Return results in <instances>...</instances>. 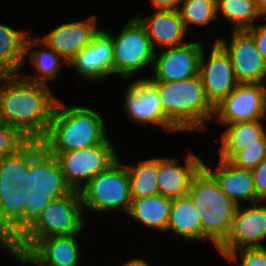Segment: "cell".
<instances>
[{
  "label": "cell",
  "instance_id": "obj_33",
  "mask_svg": "<svg viewBox=\"0 0 266 266\" xmlns=\"http://www.w3.org/2000/svg\"><path fill=\"white\" fill-rule=\"evenodd\" d=\"M227 261H239L240 266H266V246L238 250H218Z\"/></svg>",
  "mask_w": 266,
  "mask_h": 266
},
{
  "label": "cell",
  "instance_id": "obj_7",
  "mask_svg": "<svg viewBox=\"0 0 266 266\" xmlns=\"http://www.w3.org/2000/svg\"><path fill=\"white\" fill-rule=\"evenodd\" d=\"M107 33L113 44L114 74L128 79L144 67L153 66L156 51L145 27L135 16L129 19L115 38Z\"/></svg>",
  "mask_w": 266,
  "mask_h": 266
},
{
  "label": "cell",
  "instance_id": "obj_23",
  "mask_svg": "<svg viewBox=\"0 0 266 266\" xmlns=\"http://www.w3.org/2000/svg\"><path fill=\"white\" fill-rule=\"evenodd\" d=\"M43 45L46 49H34L38 45ZM33 48V49H32ZM29 57V61L33 64L34 69L39 72L37 74H22L20 75L30 81L38 84L48 85L47 81H54L60 74L63 64H69L63 57L58 55L52 48H50L41 38L31 37L28 35L25 44V59Z\"/></svg>",
  "mask_w": 266,
  "mask_h": 266
},
{
  "label": "cell",
  "instance_id": "obj_36",
  "mask_svg": "<svg viewBox=\"0 0 266 266\" xmlns=\"http://www.w3.org/2000/svg\"><path fill=\"white\" fill-rule=\"evenodd\" d=\"M255 189L257 192V202L266 203V158L260 164L251 170Z\"/></svg>",
  "mask_w": 266,
  "mask_h": 266
},
{
  "label": "cell",
  "instance_id": "obj_24",
  "mask_svg": "<svg viewBox=\"0 0 266 266\" xmlns=\"http://www.w3.org/2000/svg\"><path fill=\"white\" fill-rule=\"evenodd\" d=\"M264 119L236 122L225 125L221 134L219 158L228 161L237 151L251 144H260L266 135Z\"/></svg>",
  "mask_w": 266,
  "mask_h": 266
},
{
  "label": "cell",
  "instance_id": "obj_3",
  "mask_svg": "<svg viewBox=\"0 0 266 266\" xmlns=\"http://www.w3.org/2000/svg\"><path fill=\"white\" fill-rule=\"evenodd\" d=\"M162 110L180 131H203L212 121L215 107L208 100L199 75L174 82L152 81Z\"/></svg>",
  "mask_w": 266,
  "mask_h": 266
},
{
  "label": "cell",
  "instance_id": "obj_29",
  "mask_svg": "<svg viewBox=\"0 0 266 266\" xmlns=\"http://www.w3.org/2000/svg\"><path fill=\"white\" fill-rule=\"evenodd\" d=\"M131 199L159 194L157 183L158 157L139 160L137 166L127 165Z\"/></svg>",
  "mask_w": 266,
  "mask_h": 266
},
{
  "label": "cell",
  "instance_id": "obj_12",
  "mask_svg": "<svg viewBox=\"0 0 266 266\" xmlns=\"http://www.w3.org/2000/svg\"><path fill=\"white\" fill-rule=\"evenodd\" d=\"M230 39L220 36L215 42L229 55L238 82L266 84V63L252 36L247 31H231Z\"/></svg>",
  "mask_w": 266,
  "mask_h": 266
},
{
  "label": "cell",
  "instance_id": "obj_18",
  "mask_svg": "<svg viewBox=\"0 0 266 266\" xmlns=\"http://www.w3.org/2000/svg\"><path fill=\"white\" fill-rule=\"evenodd\" d=\"M96 20L93 15L81 21L64 22L40 38L69 63L99 32Z\"/></svg>",
  "mask_w": 266,
  "mask_h": 266
},
{
  "label": "cell",
  "instance_id": "obj_5",
  "mask_svg": "<svg viewBox=\"0 0 266 266\" xmlns=\"http://www.w3.org/2000/svg\"><path fill=\"white\" fill-rule=\"evenodd\" d=\"M187 195L199 212L202 240L217 248L229 235L238 205L220 189L203 166L194 175Z\"/></svg>",
  "mask_w": 266,
  "mask_h": 266
},
{
  "label": "cell",
  "instance_id": "obj_1",
  "mask_svg": "<svg viewBox=\"0 0 266 266\" xmlns=\"http://www.w3.org/2000/svg\"><path fill=\"white\" fill-rule=\"evenodd\" d=\"M0 84V122L14 127L28 141H41L58 102L50 86L30 82L20 74L2 76Z\"/></svg>",
  "mask_w": 266,
  "mask_h": 266
},
{
  "label": "cell",
  "instance_id": "obj_8",
  "mask_svg": "<svg viewBox=\"0 0 266 266\" xmlns=\"http://www.w3.org/2000/svg\"><path fill=\"white\" fill-rule=\"evenodd\" d=\"M111 141L108 136L99 145L60 153L55 157L67 183L73 190L79 191L118 159Z\"/></svg>",
  "mask_w": 266,
  "mask_h": 266
},
{
  "label": "cell",
  "instance_id": "obj_20",
  "mask_svg": "<svg viewBox=\"0 0 266 266\" xmlns=\"http://www.w3.org/2000/svg\"><path fill=\"white\" fill-rule=\"evenodd\" d=\"M135 17L145 27L154 50L185 44L186 31L178 10H154L147 18L137 13ZM158 48V50H157Z\"/></svg>",
  "mask_w": 266,
  "mask_h": 266
},
{
  "label": "cell",
  "instance_id": "obj_9",
  "mask_svg": "<svg viewBox=\"0 0 266 266\" xmlns=\"http://www.w3.org/2000/svg\"><path fill=\"white\" fill-rule=\"evenodd\" d=\"M27 193L51 194L53 199L73 191L67 183L60 164L40 141H30V169L24 174Z\"/></svg>",
  "mask_w": 266,
  "mask_h": 266
},
{
  "label": "cell",
  "instance_id": "obj_10",
  "mask_svg": "<svg viewBox=\"0 0 266 266\" xmlns=\"http://www.w3.org/2000/svg\"><path fill=\"white\" fill-rule=\"evenodd\" d=\"M219 125L266 118V84L239 83L215 106L213 119Z\"/></svg>",
  "mask_w": 266,
  "mask_h": 266
},
{
  "label": "cell",
  "instance_id": "obj_15",
  "mask_svg": "<svg viewBox=\"0 0 266 266\" xmlns=\"http://www.w3.org/2000/svg\"><path fill=\"white\" fill-rule=\"evenodd\" d=\"M251 203L243 209L237 206L227 238L217 250H238L247 247H264L266 239V204Z\"/></svg>",
  "mask_w": 266,
  "mask_h": 266
},
{
  "label": "cell",
  "instance_id": "obj_19",
  "mask_svg": "<svg viewBox=\"0 0 266 266\" xmlns=\"http://www.w3.org/2000/svg\"><path fill=\"white\" fill-rule=\"evenodd\" d=\"M189 153L183 166L179 164V159L158 157L157 183L160 195L170 199L187 196L194 175L203 166L199 156Z\"/></svg>",
  "mask_w": 266,
  "mask_h": 266
},
{
  "label": "cell",
  "instance_id": "obj_21",
  "mask_svg": "<svg viewBox=\"0 0 266 266\" xmlns=\"http://www.w3.org/2000/svg\"><path fill=\"white\" fill-rule=\"evenodd\" d=\"M203 167L214 177L220 189L238 206L240 200L250 204L257 202V192L251 170L236 168L220 158L214 172L207 163L203 162Z\"/></svg>",
  "mask_w": 266,
  "mask_h": 266
},
{
  "label": "cell",
  "instance_id": "obj_30",
  "mask_svg": "<svg viewBox=\"0 0 266 266\" xmlns=\"http://www.w3.org/2000/svg\"><path fill=\"white\" fill-rule=\"evenodd\" d=\"M217 14L232 22L231 31H247L262 18L256 0H216Z\"/></svg>",
  "mask_w": 266,
  "mask_h": 266
},
{
  "label": "cell",
  "instance_id": "obj_35",
  "mask_svg": "<svg viewBox=\"0 0 266 266\" xmlns=\"http://www.w3.org/2000/svg\"><path fill=\"white\" fill-rule=\"evenodd\" d=\"M27 141L14 127L0 122V158L15 153Z\"/></svg>",
  "mask_w": 266,
  "mask_h": 266
},
{
  "label": "cell",
  "instance_id": "obj_37",
  "mask_svg": "<svg viewBox=\"0 0 266 266\" xmlns=\"http://www.w3.org/2000/svg\"><path fill=\"white\" fill-rule=\"evenodd\" d=\"M247 32L252 36L257 44V48L266 63V23L261 25H254Z\"/></svg>",
  "mask_w": 266,
  "mask_h": 266
},
{
  "label": "cell",
  "instance_id": "obj_4",
  "mask_svg": "<svg viewBox=\"0 0 266 266\" xmlns=\"http://www.w3.org/2000/svg\"><path fill=\"white\" fill-rule=\"evenodd\" d=\"M80 192L52 199L37 219L7 248V254L19 261L40 239L80 234L85 225Z\"/></svg>",
  "mask_w": 266,
  "mask_h": 266
},
{
  "label": "cell",
  "instance_id": "obj_13",
  "mask_svg": "<svg viewBox=\"0 0 266 266\" xmlns=\"http://www.w3.org/2000/svg\"><path fill=\"white\" fill-rule=\"evenodd\" d=\"M204 51L201 53L198 75L208 100L215 107L237 87L239 82L229 55L217 42L212 43L208 59L205 58Z\"/></svg>",
  "mask_w": 266,
  "mask_h": 266
},
{
  "label": "cell",
  "instance_id": "obj_26",
  "mask_svg": "<svg viewBox=\"0 0 266 266\" xmlns=\"http://www.w3.org/2000/svg\"><path fill=\"white\" fill-rule=\"evenodd\" d=\"M172 199L156 194L133 199L128 215L143 226L166 232Z\"/></svg>",
  "mask_w": 266,
  "mask_h": 266
},
{
  "label": "cell",
  "instance_id": "obj_11",
  "mask_svg": "<svg viewBox=\"0 0 266 266\" xmlns=\"http://www.w3.org/2000/svg\"><path fill=\"white\" fill-rule=\"evenodd\" d=\"M124 109L127 116L141 126H160L167 132L179 130L164 114L156 85L147 77L129 84L124 94Z\"/></svg>",
  "mask_w": 266,
  "mask_h": 266
},
{
  "label": "cell",
  "instance_id": "obj_34",
  "mask_svg": "<svg viewBox=\"0 0 266 266\" xmlns=\"http://www.w3.org/2000/svg\"><path fill=\"white\" fill-rule=\"evenodd\" d=\"M51 194L27 193L24 190L25 205V230L37 219V217L50 204Z\"/></svg>",
  "mask_w": 266,
  "mask_h": 266
},
{
  "label": "cell",
  "instance_id": "obj_39",
  "mask_svg": "<svg viewBox=\"0 0 266 266\" xmlns=\"http://www.w3.org/2000/svg\"><path fill=\"white\" fill-rule=\"evenodd\" d=\"M121 266H151V265H149L148 262L144 261V259L133 258L130 259L129 261L127 260Z\"/></svg>",
  "mask_w": 266,
  "mask_h": 266
},
{
  "label": "cell",
  "instance_id": "obj_2",
  "mask_svg": "<svg viewBox=\"0 0 266 266\" xmlns=\"http://www.w3.org/2000/svg\"><path fill=\"white\" fill-rule=\"evenodd\" d=\"M106 121L99 113L58 99L45 137L40 141L52 156L101 144L107 137Z\"/></svg>",
  "mask_w": 266,
  "mask_h": 266
},
{
  "label": "cell",
  "instance_id": "obj_16",
  "mask_svg": "<svg viewBox=\"0 0 266 266\" xmlns=\"http://www.w3.org/2000/svg\"><path fill=\"white\" fill-rule=\"evenodd\" d=\"M85 80H105L114 74V53L111 36L107 31L100 29L92 42L80 51L68 66Z\"/></svg>",
  "mask_w": 266,
  "mask_h": 266
},
{
  "label": "cell",
  "instance_id": "obj_38",
  "mask_svg": "<svg viewBox=\"0 0 266 266\" xmlns=\"http://www.w3.org/2000/svg\"><path fill=\"white\" fill-rule=\"evenodd\" d=\"M182 0H151L154 10H178Z\"/></svg>",
  "mask_w": 266,
  "mask_h": 266
},
{
  "label": "cell",
  "instance_id": "obj_27",
  "mask_svg": "<svg viewBox=\"0 0 266 266\" xmlns=\"http://www.w3.org/2000/svg\"><path fill=\"white\" fill-rule=\"evenodd\" d=\"M180 238L202 240V222L190 197L172 199L167 230Z\"/></svg>",
  "mask_w": 266,
  "mask_h": 266
},
{
  "label": "cell",
  "instance_id": "obj_32",
  "mask_svg": "<svg viewBox=\"0 0 266 266\" xmlns=\"http://www.w3.org/2000/svg\"><path fill=\"white\" fill-rule=\"evenodd\" d=\"M266 158V135L260 139V144H251L237 151L228 162L234 167L252 170Z\"/></svg>",
  "mask_w": 266,
  "mask_h": 266
},
{
  "label": "cell",
  "instance_id": "obj_31",
  "mask_svg": "<svg viewBox=\"0 0 266 266\" xmlns=\"http://www.w3.org/2000/svg\"><path fill=\"white\" fill-rule=\"evenodd\" d=\"M186 31L190 25L206 26L219 18L216 0H182L178 8Z\"/></svg>",
  "mask_w": 266,
  "mask_h": 266
},
{
  "label": "cell",
  "instance_id": "obj_28",
  "mask_svg": "<svg viewBox=\"0 0 266 266\" xmlns=\"http://www.w3.org/2000/svg\"><path fill=\"white\" fill-rule=\"evenodd\" d=\"M30 169V141L15 153L0 158V192L17 191L25 187L24 174Z\"/></svg>",
  "mask_w": 266,
  "mask_h": 266
},
{
  "label": "cell",
  "instance_id": "obj_40",
  "mask_svg": "<svg viewBox=\"0 0 266 266\" xmlns=\"http://www.w3.org/2000/svg\"><path fill=\"white\" fill-rule=\"evenodd\" d=\"M259 13L262 17L266 16V0H256Z\"/></svg>",
  "mask_w": 266,
  "mask_h": 266
},
{
  "label": "cell",
  "instance_id": "obj_25",
  "mask_svg": "<svg viewBox=\"0 0 266 266\" xmlns=\"http://www.w3.org/2000/svg\"><path fill=\"white\" fill-rule=\"evenodd\" d=\"M30 30H15L0 24V75L22 73L25 60V44Z\"/></svg>",
  "mask_w": 266,
  "mask_h": 266
},
{
  "label": "cell",
  "instance_id": "obj_17",
  "mask_svg": "<svg viewBox=\"0 0 266 266\" xmlns=\"http://www.w3.org/2000/svg\"><path fill=\"white\" fill-rule=\"evenodd\" d=\"M79 234L40 239L19 261L20 265L80 266Z\"/></svg>",
  "mask_w": 266,
  "mask_h": 266
},
{
  "label": "cell",
  "instance_id": "obj_6",
  "mask_svg": "<svg viewBox=\"0 0 266 266\" xmlns=\"http://www.w3.org/2000/svg\"><path fill=\"white\" fill-rule=\"evenodd\" d=\"M79 192L83 211L90 209L99 213L120 209L128 214L132 199L126 164L118 158L106 170L92 178Z\"/></svg>",
  "mask_w": 266,
  "mask_h": 266
},
{
  "label": "cell",
  "instance_id": "obj_14",
  "mask_svg": "<svg viewBox=\"0 0 266 266\" xmlns=\"http://www.w3.org/2000/svg\"><path fill=\"white\" fill-rule=\"evenodd\" d=\"M203 45L192 41L180 46L165 48L156 52L151 81L174 82L198 75Z\"/></svg>",
  "mask_w": 266,
  "mask_h": 266
},
{
  "label": "cell",
  "instance_id": "obj_22",
  "mask_svg": "<svg viewBox=\"0 0 266 266\" xmlns=\"http://www.w3.org/2000/svg\"><path fill=\"white\" fill-rule=\"evenodd\" d=\"M24 189L0 192V241L8 248L25 231Z\"/></svg>",
  "mask_w": 266,
  "mask_h": 266
}]
</instances>
